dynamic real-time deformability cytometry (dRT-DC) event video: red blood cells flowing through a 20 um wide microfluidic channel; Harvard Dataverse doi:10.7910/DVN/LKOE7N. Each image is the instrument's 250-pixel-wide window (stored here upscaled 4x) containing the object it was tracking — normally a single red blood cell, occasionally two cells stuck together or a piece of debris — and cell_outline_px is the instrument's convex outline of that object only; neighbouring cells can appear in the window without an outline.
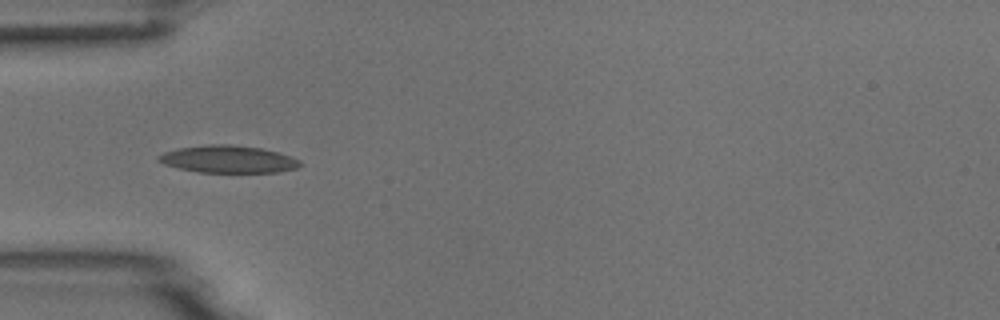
{"species": "common noctule bat (a hibernating species)", "species_latin": "Nyctalus noctula", "temperature_condition": "room temperature", "stored_images_in_passage": 6, "camera_frame_rate_fps": 3000, "um_per_image_px": 0.085, "animal": {"sex": "male", "body_mass_g": 18.8}, "frame": {"image": 1, "passage_image": 4, "time_ms": 4.333, "image_size_px": [1000, 320], "cell_outline_px": [[304, 164], [296, 168], [276, 172], [200, 172], [176, 168], [164, 164], [156, 160], [156, 156], [164, 152], [180, 148], [208, 144], [232, 144], [260, 148], [276, 152], [300, 160]], "centroid_in_image_um": [19.35, 13.53], "position_along_channel_um": 65.6, "area_um2": 22.48}}